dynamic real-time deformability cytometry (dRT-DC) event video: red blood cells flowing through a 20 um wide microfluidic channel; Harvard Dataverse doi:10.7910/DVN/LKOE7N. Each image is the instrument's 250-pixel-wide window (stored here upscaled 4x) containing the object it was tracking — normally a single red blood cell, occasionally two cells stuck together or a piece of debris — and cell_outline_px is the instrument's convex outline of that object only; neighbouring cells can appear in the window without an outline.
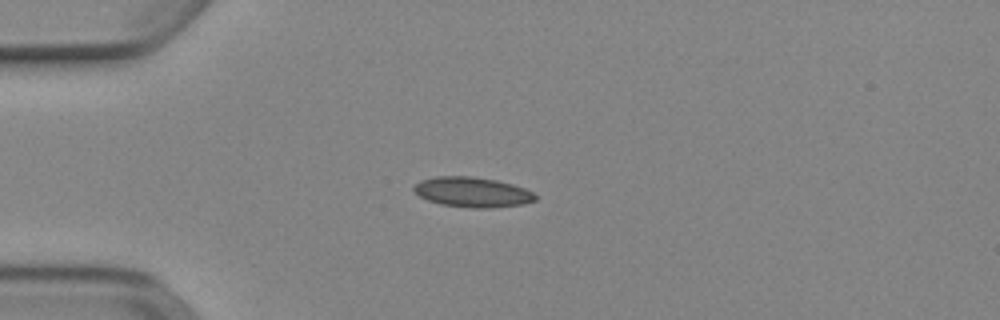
{"species": "Egyptian fruit bat (a non-hibernating species)", "species_latin": "Rousettus aegyptiacus", "temperature_condition": "cold", "stored_images_in_passage": 39, "camera_frame_rate_fps": 3000, "um_per_image_px": 0.085, "animal": {"sex": "female"}, "frame": {"image": 1, "passage_image": 1, "time_ms": 0.0, "image_size_px": [1000, 320], "cell_outline_px": [[536, 200], [524, 204], [492, 208], [472, 208], [440, 204], [428, 200], [420, 196], [412, 188], [420, 180], [436, 176], [472, 176], [496, 180], [512, 184], [524, 188], [532, 192], [536, 196]], "centroid_in_image_um": [40.15, 16.33], "position_along_channel_um": 44.8, "area_um2": 21.27}}
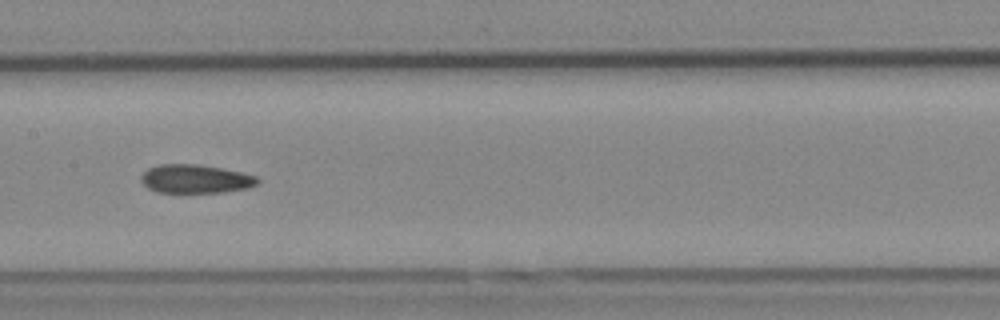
{"frame": {"image": 2, "passage_image": 14, "time_ms": 4.333, "image_size_px": [1000, 320], "cell_outline_px": [[260, 180], [256, 184], [248, 188], [220, 192], [160, 192], [148, 188], [140, 180], [140, 176], [148, 168], [160, 164], [200, 164], [244, 172], [256, 176]], "centroid_in_image_um": [16.62, 15.19], "position_along_channel_um": 190.8, "area_um2": 19.42}}
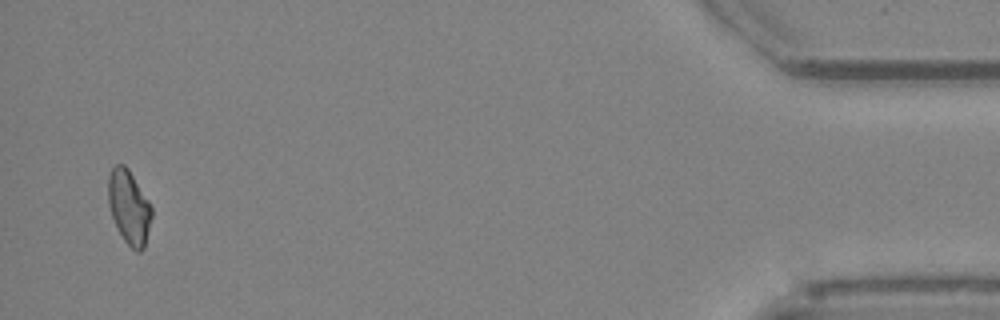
{"frame": {"image": 3, "passage_image": 38, "time_ms": 12.333, "image_size_px": [1000, 320], "cell_outline_px": [[152, 216], [144, 248], [140, 252], [136, 252], [124, 240], [112, 216], [108, 204], [108, 176], [112, 168], [116, 164], [124, 164], [128, 168], [148, 200], [152, 208]], "centroid_in_image_um": [10.97, 17.6], "position_along_channel_um": 424.2, "area_um2": 18.55}, "authors_computed_cell_mechanics": {"area_um2": 19.4786, "velocity_mm_per_s": 3.903, "shape_relaxation_time_tau1_ms": null, "shape_relaxation_time_tau2_ms": 3.3797, "deformation_change_tau1": null, "deformation_change_tau2": 0.0772}}